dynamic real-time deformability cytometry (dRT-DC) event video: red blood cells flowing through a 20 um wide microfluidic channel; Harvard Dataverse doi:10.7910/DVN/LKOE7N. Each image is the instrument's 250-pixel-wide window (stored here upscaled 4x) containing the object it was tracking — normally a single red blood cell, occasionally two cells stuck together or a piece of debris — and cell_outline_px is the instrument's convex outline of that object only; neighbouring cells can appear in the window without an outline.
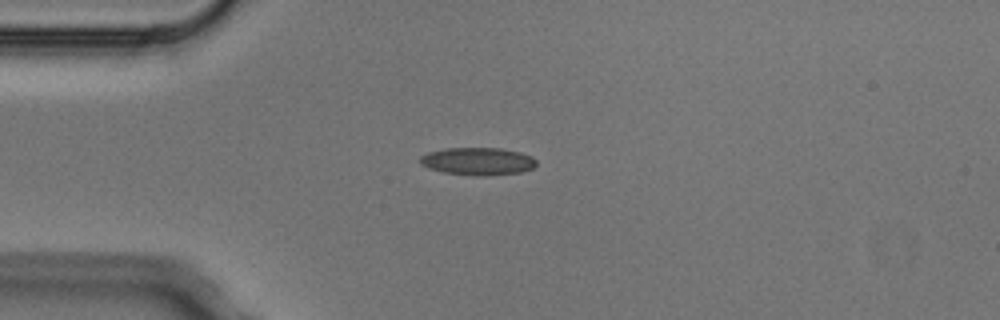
{"species": "Egyptian fruit bat (a non-hibernating species)", "species_latin": "Rousettus aegyptiacus", "temperature_condition": "cold", "stored_images_in_passage": 1, "camera_frame_rate_fps": 3000, "um_per_image_px": 0.085, "animal": {"sex": "male"}, "frame": {"image": 1, "passage_image": 1, "time_ms": 0.0, "image_size_px": [1000, 320], "cell_outline_px": [[536, 164], [532, 168], [520, 172], [480, 176], [444, 172], [428, 168], [420, 164], [420, 156], [428, 152], [444, 148], [500, 148], [520, 152], [532, 156], [536, 160]], "centroid_in_image_um": [40.59, 13.7], "position_along_channel_um": 44.4, "area_um2": 18.61}}